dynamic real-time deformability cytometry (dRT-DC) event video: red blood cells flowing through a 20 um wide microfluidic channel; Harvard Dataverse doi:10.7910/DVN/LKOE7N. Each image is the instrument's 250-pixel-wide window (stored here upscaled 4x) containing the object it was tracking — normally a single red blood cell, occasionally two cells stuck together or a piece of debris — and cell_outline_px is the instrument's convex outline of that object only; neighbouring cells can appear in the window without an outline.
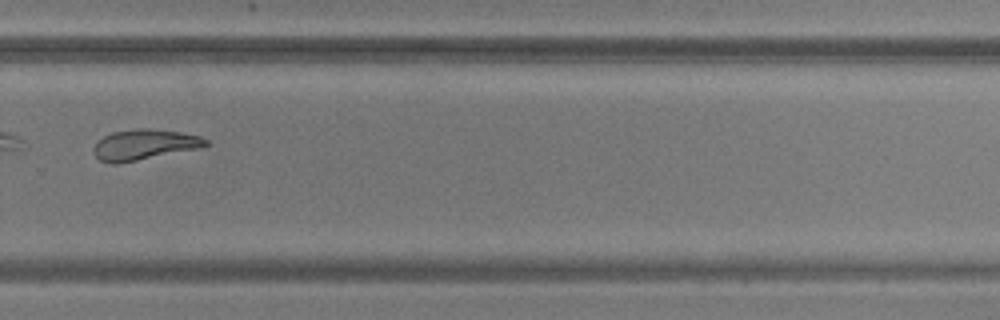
{"species": "common noctule bat (a hibernating species)", "species_latin": "Nyctalus noctula", "temperature_condition": "warm", "stored_images_in_passage": 33, "camera_frame_rate_fps": 3000, "um_per_image_px": 0.085, "animal": {"sex": "male", "body_mass_g": 20.5, "forearm_length_mm": 52.5}, "frame": {"image": 1, "passage_image": 19, "time_ms": 6.0, "image_size_px": [1000, 320], "cell_outline_px": [[208, 144], [200, 148], [116, 164], [108, 164], [100, 160], [92, 152], [92, 148], [104, 136], [112, 132], [136, 128], [148, 128], [180, 132], [200, 136], [208, 140]], "centroid_in_image_um": [12.24, 12.29], "position_along_channel_um": 317.6, "area_um2": 19.88}}
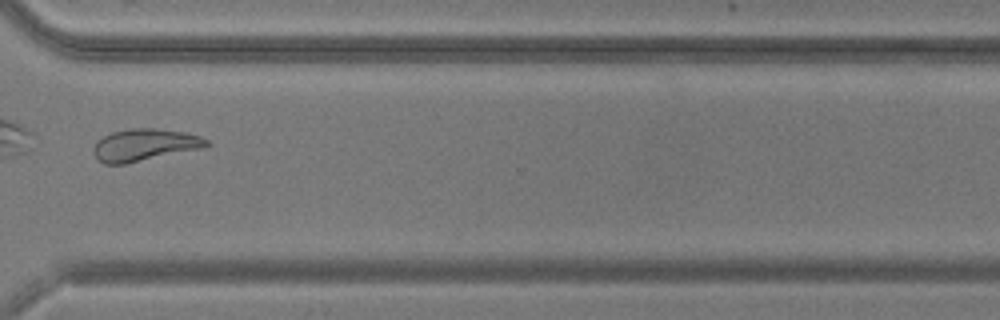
{"frame": {"image": 2, "passage_image": 22, "time_ms": 7.0, "image_size_px": [1000, 320], "cell_outline_px": [[212, 144], [200, 148], [124, 164], [104, 164], [92, 152], [92, 148], [104, 136], [112, 132], [132, 128], [156, 128], [184, 132], [200, 136], [208, 140]], "centroid_in_image_um": [12.29, 12.31], "position_along_channel_um": 358.3, "area_um2": 20.81}}